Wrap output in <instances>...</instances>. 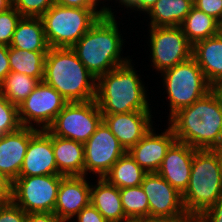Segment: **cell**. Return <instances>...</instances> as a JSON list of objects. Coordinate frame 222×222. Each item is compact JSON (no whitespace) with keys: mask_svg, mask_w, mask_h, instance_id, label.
<instances>
[{"mask_svg":"<svg viewBox=\"0 0 222 222\" xmlns=\"http://www.w3.org/2000/svg\"><path fill=\"white\" fill-rule=\"evenodd\" d=\"M102 16L97 8L65 7L55 3L40 18L50 48H71Z\"/></svg>","mask_w":222,"mask_h":222,"instance_id":"8992f818","label":"cell"},{"mask_svg":"<svg viewBox=\"0 0 222 222\" xmlns=\"http://www.w3.org/2000/svg\"><path fill=\"white\" fill-rule=\"evenodd\" d=\"M55 4V0H12V6L23 17H41Z\"/></svg>","mask_w":222,"mask_h":222,"instance_id":"1f68e13d","label":"cell"},{"mask_svg":"<svg viewBox=\"0 0 222 222\" xmlns=\"http://www.w3.org/2000/svg\"><path fill=\"white\" fill-rule=\"evenodd\" d=\"M12 7V0H0V13Z\"/></svg>","mask_w":222,"mask_h":222,"instance_id":"f6af8a7d","label":"cell"},{"mask_svg":"<svg viewBox=\"0 0 222 222\" xmlns=\"http://www.w3.org/2000/svg\"><path fill=\"white\" fill-rule=\"evenodd\" d=\"M21 127L18 106L11 104L0 92V136L13 133Z\"/></svg>","mask_w":222,"mask_h":222,"instance_id":"f546056e","label":"cell"},{"mask_svg":"<svg viewBox=\"0 0 222 222\" xmlns=\"http://www.w3.org/2000/svg\"><path fill=\"white\" fill-rule=\"evenodd\" d=\"M67 103L52 86L41 81L18 106L20 123L22 127L46 130Z\"/></svg>","mask_w":222,"mask_h":222,"instance_id":"8fae6325","label":"cell"},{"mask_svg":"<svg viewBox=\"0 0 222 222\" xmlns=\"http://www.w3.org/2000/svg\"><path fill=\"white\" fill-rule=\"evenodd\" d=\"M196 150L184 142L175 140L167 150L157 171L159 175L181 194L188 187L193 156Z\"/></svg>","mask_w":222,"mask_h":222,"instance_id":"2e32d148","label":"cell"},{"mask_svg":"<svg viewBox=\"0 0 222 222\" xmlns=\"http://www.w3.org/2000/svg\"><path fill=\"white\" fill-rule=\"evenodd\" d=\"M97 9L99 8V11L103 14V15H115L111 6L108 7L109 4L105 3L106 1H110V0H89ZM99 3L101 6H99ZM105 3V4H104ZM107 4V5H106ZM99 6V7H98Z\"/></svg>","mask_w":222,"mask_h":222,"instance_id":"7bdbcfd3","label":"cell"},{"mask_svg":"<svg viewBox=\"0 0 222 222\" xmlns=\"http://www.w3.org/2000/svg\"><path fill=\"white\" fill-rule=\"evenodd\" d=\"M32 127L0 136V172L12 181L19 177L30 139L38 132Z\"/></svg>","mask_w":222,"mask_h":222,"instance_id":"d6986e66","label":"cell"},{"mask_svg":"<svg viewBox=\"0 0 222 222\" xmlns=\"http://www.w3.org/2000/svg\"><path fill=\"white\" fill-rule=\"evenodd\" d=\"M48 51H28L8 47L11 71L37 78L40 82L44 77L45 57Z\"/></svg>","mask_w":222,"mask_h":222,"instance_id":"4316f807","label":"cell"},{"mask_svg":"<svg viewBox=\"0 0 222 222\" xmlns=\"http://www.w3.org/2000/svg\"><path fill=\"white\" fill-rule=\"evenodd\" d=\"M192 57L210 85L222 78V36L220 34L196 42L193 45Z\"/></svg>","mask_w":222,"mask_h":222,"instance_id":"44dd1931","label":"cell"},{"mask_svg":"<svg viewBox=\"0 0 222 222\" xmlns=\"http://www.w3.org/2000/svg\"><path fill=\"white\" fill-rule=\"evenodd\" d=\"M112 1V0H111ZM157 0H116L119 3L121 8L124 6L125 8L132 9L133 12L139 11L145 14L154 6Z\"/></svg>","mask_w":222,"mask_h":222,"instance_id":"d590c367","label":"cell"},{"mask_svg":"<svg viewBox=\"0 0 222 222\" xmlns=\"http://www.w3.org/2000/svg\"><path fill=\"white\" fill-rule=\"evenodd\" d=\"M71 222H108L103 215L90 203L84 207Z\"/></svg>","mask_w":222,"mask_h":222,"instance_id":"e575fe53","label":"cell"},{"mask_svg":"<svg viewBox=\"0 0 222 222\" xmlns=\"http://www.w3.org/2000/svg\"><path fill=\"white\" fill-rule=\"evenodd\" d=\"M39 83L37 78L11 71L0 83V92L11 104L19 106Z\"/></svg>","mask_w":222,"mask_h":222,"instance_id":"83f0119b","label":"cell"},{"mask_svg":"<svg viewBox=\"0 0 222 222\" xmlns=\"http://www.w3.org/2000/svg\"><path fill=\"white\" fill-rule=\"evenodd\" d=\"M126 149L111 133L104 121L84 143V176L88 173L103 178L114 163L126 153Z\"/></svg>","mask_w":222,"mask_h":222,"instance_id":"7c38bea8","label":"cell"},{"mask_svg":"<svg viewBox=\"0 0 222 222\" xmlns=\"http://www.w3.org/2000/svg\"><path fill=\"white\" fill-rule=\"evenodd\" d=\"M187 1H189L193 5L197 2V0H187Z\"/></svg>","mask_w":222,"mask_h":222,"instance_id":"c3c4849f","label":"cell"},{"mask_svg":"<svg viewBox=\"0 0 222 222\" xmlns=\"http://www.w3.org/2000/svg\"><path fill=\"white\" fill-rule=\"evenodd\" d=\"M103 121L95 99L68 102L47 130L55 136L85 143Z\"/></svg>","mask_w":222,"mask_h":222,"instance_id":"ba28073f","label":"cell"},{"mask_svg":"<svg viewBox=\"0 0 222 222\" xmlns=\"http://www.w3.org/2000/svg\"><path fill=\"white\" fill-rule=\"evenodd\" d=\"M55 3L65 7L96 8L89 0H55Z\"/></svg>","mask_w":222,"mask_h":222,"instance_id":"b9f144b4","label":"cell"},{"mask_svg":"<svg viewBox=\"0 0 222 222\" xmlns=\"http://www.w3.org/2000/svg\"><path fill=\"white\" fill-rule=\"evenodd\" d=\"M222 200V151L197 149L194 152L190 180L182 194L187 213L201 216Z\"/></svg>","mask_w":222,"mask_h":222,"instance_id":"5b68a950","label":"cell"},{"mask_svg":"<svg viewBox=\"0 0 222 222\" xmlns=\"http://www.w3.org/2000/svg\"><path fill=\"white\" fill-rule=\"evenodd\" d=\"M167 123L176 140L192 148H222V103L212 91L174 113Z\"/></svg>","mask_w":222,"mask_h":222,"instance_id":"6da1fadb","label":"cell"},{"mask_svg":"<svg viewBox=\"0 0 222 222\" xmlns=\"http://www.w3.org/2000/svg\"><path fill=\"white\" fill-rule=\"evenodd\" d=\"M149 202V215L173 216L185 212L182 194L157 172L147 173L141 183Z\"/></svg>","mask_w":222,"mask_h":222,"instance_id":"4fadbf2b","label":"cell"},{"mask_svg":"<svg viewBox=\"0 0 222 222\" xmlns=\"http://www.w3.org/2000/svg\"><path fill=\"white\" fill-rule=\"evenodd\" d=\"M13 181L0 172V203L12 200Z\"/></svg>","mask_w":222,"mask_h":222,"instance_id":"74e56055","label":"cell"},{"mask_svg":"<svg viewBox=\"0 0 222 222\" xmlns=\"http://www.w3.org/2000/svg\"><path fill=\"white\" fill-rule=\"evenodd\" d=\"M22 17L13 6L0 13V45L10 46L16 26Z\"/></svg>","mask_w":222,"mask_h":222,"instance_id":"4dcf8cb0","label":"cell"},{"mask_svg":"<svg viewBox=\"0 0 222 222\" xmlns=\"http://www.w3.org/2000/svg\"><path fill=\"white\" fill-rule=\"evenodd\" d=\"M132 61L130 59L97 78L95 101L102 114L152 111L147 86Z\"/></svg>","mask_w":222,"mask_h":222,"instance_id":"3957f363","label":"cell"},{"mask_svg":"<svg viewBox=\"0 0 222 222\" xmlns=\"http://www.w3.org/2000/svg\"><path fill=\"white\" fill-rule=\"evenodd\" d=\"M211 91L217 96L222 103V78L211 85Z\"/></svg>","mask_w":222,"mask_h":222,"instance_id":"ee69618b","label":"cell"},{"mask_svg":"<svg viewBox=\"0 0 222 222\" xmlns=\"http://www.w3.org/2000/svg\"><path fill=\"white\" fill-rule=\"evenodd\" d=\"M152 111H132L122 114H102L103 121L111 133L128 151L136 145L152 128Z\"/></svg>","mask_w":222,"mask_h":222,"instance_id":"5bb4252c","label":"cell"},{"mask_svg":"<svg viewBox=\"0 0 222 222\" xmlns=\"http://www.w3.org/2000/svg\"><path fill=\"white\" fill-rule=\"evenodd\" d=\"M125 216L130 222L149 215V202L141 185L119 189Z\"/></svg>","mask_w":222,"mask_h":222,"instance_id":"f1b7e54d","label":"cell"},{"mask_svg":"<svg viewBox=\"0 0 222 222\" xmlns=\"http://www.w3.org/2000/svg\"><path fill=\"white\" fill-rule=\"evenodd\" d=\"M63 175L19 176L13 181L12 202L26 213L54 212Z\"/></svg>","mask_w":222,"mask_h":222,"instance_id":"9c48e42d","label":"cell"},{"mask_svg":"<svg viewBox=\"0 0 222 222\" xmlns=\"http://www.w3.org/2000/svg\"><path fill=\"white\" fill-rule=\"evenodd\" d=\"M201 217L205 222H222V200L213 204Z\"/></svg>","mask_w":222,"mask_h":222,"instance_id":"f35d334b","label":"cell"},{"mask_svg":"<svg viewBox=\"0 0 222 222\" xmlns=\"http://www.w3.org/2000/svg\"><path fill=\"white\" fill-rule=\"evenodd\" d=\"M180 27L192 45L219 34V22L194 6Z\"/></svg>","mask_w":222,"mask_h":222,"instance_id":"484cf974","label":"cell"},{"mask_svg":"<svg viewBox=\"0 0 222 222\" xmlns=\"http://www.w3.org/2000/svg\"><path fill=\"white\" fill-rule=\"evenodd\" d=\"M11 72L8 46L0 45V83Z\"/></svg>","mask_w":222,"mask_h":222,"instance_id":"ab89813d","label":"cell"},{"mask_svg":"<svg viewBox=\"0 0 222 222\" xmlns=\"http://www.w3.org/2000/svg\"><path fill=\"white\" fill-rule=\"evenodd\" d=\"M116 15H104L71 47L82 64L97 79L130 60L123 57L121 31Z\"/></svg>","mask_w":222,"mask_h":222,"instance_id":"7a4b0ae2","label":"cell"},{"mask_svg":"<svg viewBox=\"0 0 222 222\" xmlns=\"http://www.w3.org/2000/svg\"><path fill=\"white\" fill-rule=\"evenodd\" d=\"M189 222H205L201 216H193Z\"/></svg>","mask_w":222,"mask_h":222,"instance_id":"bcb514c9","label":"cell"},{"mask_svg":"<svg viewBox=\"0 0 222 222\" xmlns=\"http://www.w3.org/2000/svg\"><path fill=\"white\" fill-rule=\"evenodd\" d=\"M27 215L12 201L0 204V222H27Z\"/></svg>","mask_w":222,"mask_h":222,"instance_id":"d6a6232c","label":"cell"},{"mask_svg":"<svg viewBox=\"0 0 222 222\" xmlns=\"http://www.w3.org/2000/svg\"><path fill=\"white\" fill-rule=\"evenodd\" d=\"M151 66L158 73L192 57L193 45L180 26L149 27Z\"/></svg>","mask_w":222,"mask_h":222,"instance_id":"30bf717a","label":"cell"},{"mask_svg":"<svg viewBox=\"0 0 222 222\" xmlns=\"http://www.w3.org/2000/svg\"><path fill=\"white\" fill-rule=\"evenodd\" d=\"M96 180V184H91L90 203L108 222H130L122 207L119 188L111 185L104 178Z\"/></svg>","mask_w":222,"mask_h":222,"instance_id":"ffe728a7","label":"cell"},{"mask_svg":"<svg viewBox=\"0 0 222 222\" xmlns=\"http://www.w3.org/2000/svg\"><path fill=\"white\" fill-rule=\"evenodd\" d=\"M175 140L176 137L169 126L160 134L152 128L127 152L147 173L157 172L167 150Z\"/></svg>","mask_w":222,"mask_h":222,"instance_id":"e0dca14e","label":"cell"},{"mask_svg":"<svg viewBox=\"0 0 222 222\" xmlns=\"http://www.w3.org/2000/svg\"><path fill=\"white\" fill-rule=\"evenodd\" d=\"M10 47L28 51H48L43 23L40 17H22L13 34Z\"/></svg>","mask_w":222,"mask_h":222,"instance_id":"603a6c76","label":"cell"},{"mask_svg":"<svg viewBox=\"0 0 222 222\" xmlns=\"http://www.w3.org/2000/svg\"><path fill=\"white\" fill-rule=\"evenodd\" d=\"M52 147L59 175H84L83 143L52 135Z\"/></svg>","mask_w":222,"mask_h":222,"instance_id":"7402d4cb","label":"cell"},{"mask_svg":"<svg viewBox=\"0 0 222 222\" xmlns=\"http://www.w3.org/2000/svg\"><path fill=\"white\" fill-rule=\"evenodd\" d=\"M193 6L220 22L222 16V0H197Z\"/></svg>","mask_w":222,"mask_h":222,"instance_id":"836d02e7","label":"cell"},{"mask_svg":"<svg viewBox=\"0 0 222 222\" xmlns=\"http://www.w3.org/2000/svg\"><path fill=\"white\" fill-rule=\"evenodd\" d=\"M86 176H63L57 193L54 213L62 221H72L90 204L91 183Z\"/></svg>","mask_w":222,"mask_h":222,"instance_id":"9a60e30c","label":"cell"},{"mask_svg":"<svg viewBox=\"0 0 222 222\" xmlns=\"http://www.w3.org/2000/svg\"><path fill=\"white\" fill-rule=\"evenodd\" d=\"M59 174L52 147V134L39 130L29 141L19 176Z\"/></svg>","mask_w":222,"mask_h":222,"instance_id":"ac0fdd59","label":"cell"},{"mask_svg":"<svg viewBox=\"0 0 222 222\" xmlns=\"http://www.w3.org/2000/svg\"><path fill=\"white\" fill-rule=\"evenodd\" d=\"M42 81L52 86L67 102L91 101L96 97L97 79L72 48H49Z\"/></svg>","mask_w":222,"mask_h":222,"instance_id":"277c9868","label":"cell"},{"mask_svg":"<svg viewBox=\"0 0 222 222\" xmlns=\"http://www.w3.org/2000/svg\"><path fill=\"white\" fill-rule=\"evenodd\" d=\"M193 215L187 213L173 215V216H145L138 219L136 222H189Z\"/></svg>","mask_w":222,"mask_h":222,"instance_id":"8d00e7d4","label":"cell"},{"mask_svg":"<svg viewBox=\"0 0 222 222\" xmlns=\"http://www.w3.org/2000/svg\"><path fill=\"white\" fill-rule=\"evenodd\" d=\"M219 34L222 36V22H219Z\"/></svg>","mask_w":222,"mask_h":222,"instance_id":"7dc6e473","label":"cell"},{"mask_svg":"<svg viewBox=\"0 0 222 222\" xmlns=\"http://www.w3.org/2000/svg\"><path fill=\"white\" fill-rule=\"evenodd\" d=\"M160 76L170 107L168 119L211 91V85L193 57L164 70Z\"/></svg>","mask_w":222,"mask_h":222,"instance_id":"52a82bcc","label":"cell"},{"mask_svg":"<svg viewBox=\"0 0 222 222\" xmlns=\"http://www.w3.org/2000/svg\"><path fill=\"white\" fill-rule=\"evenodd\" d=\"M147 172L126 152L120 157L103 177L117 188L141 185Z\"/></svg>","mask_w":222,"mask_h":222,"instance_id":"d4e9b609","label":"cell"},{"mask_svg":"<svg viewBox=\"0 0 222 222\" xmlns=\"http://www.w3.org/2000/svg\"><path fill=\"white\" fill-rule=\"evenodd\" d=\"M27 222H63L54 212L28 213Z\"/></svg>","mask_w":222,"mask_h":222,"instance_id":"60d3db41","label":"cell"},{"mask_svg":"<svg viewBox=\"0 0 222 222\" xmlns=\"http://www.w3.org/2000/svg\"><path fill=\"white\" fill-rule=\"evenodd\" d=\"M193 4L187 0H157L146 13L149 27L180 26L190 13Z\"/></svg>","mask_w":222,"mask_h":222,"instance_id":"cb8c5ba5","label":"cell"}]
</instances>
